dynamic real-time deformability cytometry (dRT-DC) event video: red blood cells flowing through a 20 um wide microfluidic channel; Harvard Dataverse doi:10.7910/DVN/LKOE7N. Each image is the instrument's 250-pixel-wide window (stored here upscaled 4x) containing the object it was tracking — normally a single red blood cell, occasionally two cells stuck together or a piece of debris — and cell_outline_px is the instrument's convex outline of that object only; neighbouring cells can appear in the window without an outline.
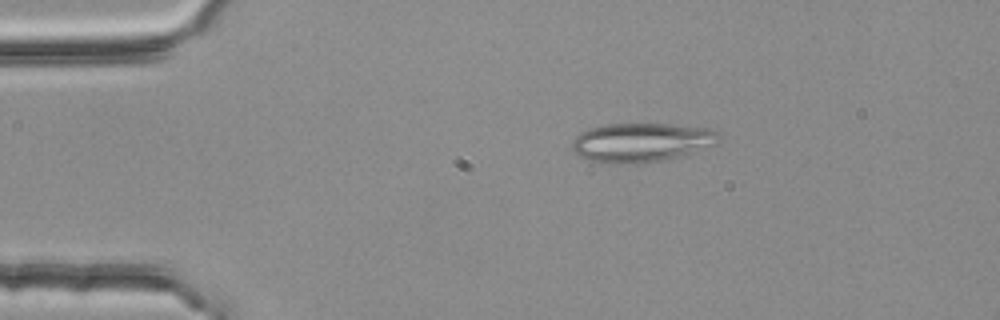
{"species": "common noctule bat (a hibernating species)", "species_latin": "Nyctalus noctula", "temperature_condition": "room temperature", "stored_images_in_passage": 46, "segment_of_instrument_passage": [1, 2], "camera_frame_rate_fps": 3000, "um_per_image_px": 0.085, "animal": {"sex": "female", "body_mass_g": 25.1}, "frame": {"image": 1, "passage_image": 3, "time_ms": 0.667, "image_size_px": [1000, 320], "cell_outline_px": [[720, 136], [716, 144], [688, 156], [644, 164], [612, 164], [588, 160], [576, 156], [572, 148], [572, 140], [580, 132], [592, 128], [608, 124], [668, 124], [712, 128]], "centroid_in_image_um": [54.55, 12.14], "position_along_channel_um": 30.5, "area_um2": 34.22}}